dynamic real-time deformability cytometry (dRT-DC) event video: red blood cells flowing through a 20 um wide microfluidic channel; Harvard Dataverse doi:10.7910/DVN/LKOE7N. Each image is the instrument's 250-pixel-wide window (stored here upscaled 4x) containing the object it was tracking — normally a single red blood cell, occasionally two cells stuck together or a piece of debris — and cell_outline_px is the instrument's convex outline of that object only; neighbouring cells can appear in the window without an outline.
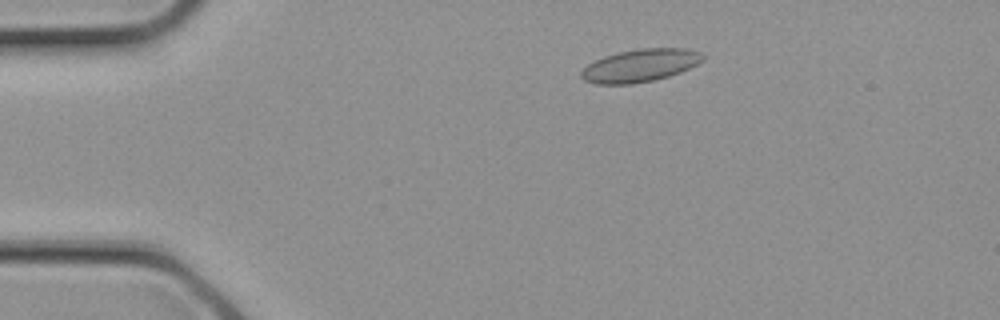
{"species": "common noctule bat (a hibernating species)", "species_latin": "Nyctalus noctula", "temperature_condition": "cold", "stored_images_in_passage": 10, "camera_frame_rate_fps": 3000, "um_per_image_px": 0.085, "animal": {"sex": "female", "body_mass_g": 21.9}, "frame": {"image": 1, "passage_image": 5, "time_ms": 1.333, "image_size_px": [1000, 320], "cell_outline_px": [[704, 60], [680, 72], [668, 76], [652, 80], [632, 84], [596, 84], [584, 80], [580, 76], [580, 72], [592, 60], [616, 52], [640, 48], [688, 48], [700, 52], [704, 56]], "centroid_in_image_um": [54.38, 5.55], "position_along_channel_um": 30.6, "area_um2": 23.29}}
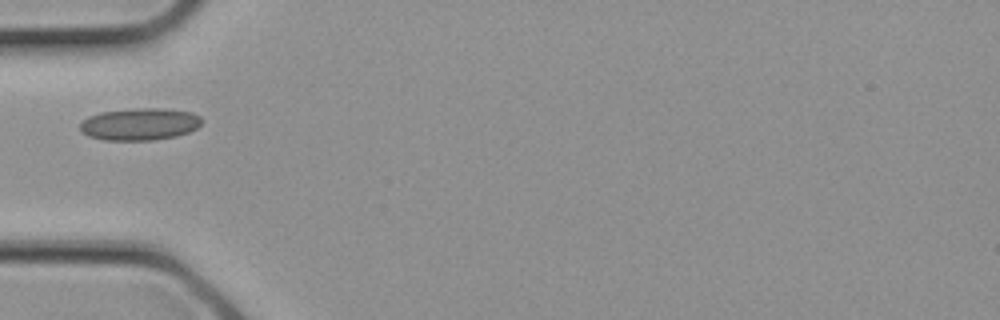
{"frame": {"image": 2, "passage_image": 9, "time_ms": 2.667, "image_size_px": [1000, 320], "cell_outline_px": [[204, 120], [196, 128], [188, 132], [176, 136], [152, 140], [104, 140], [88, 136], [80, 132], [80, 124], [88, 116], [100, 112], [136, 108], [160, 108], [192, 112], [200, 116]], "centroid_in_image_um": [11.87, 10.55], "position_along_channel_um": 73.1, "area_um2": 22.89}}